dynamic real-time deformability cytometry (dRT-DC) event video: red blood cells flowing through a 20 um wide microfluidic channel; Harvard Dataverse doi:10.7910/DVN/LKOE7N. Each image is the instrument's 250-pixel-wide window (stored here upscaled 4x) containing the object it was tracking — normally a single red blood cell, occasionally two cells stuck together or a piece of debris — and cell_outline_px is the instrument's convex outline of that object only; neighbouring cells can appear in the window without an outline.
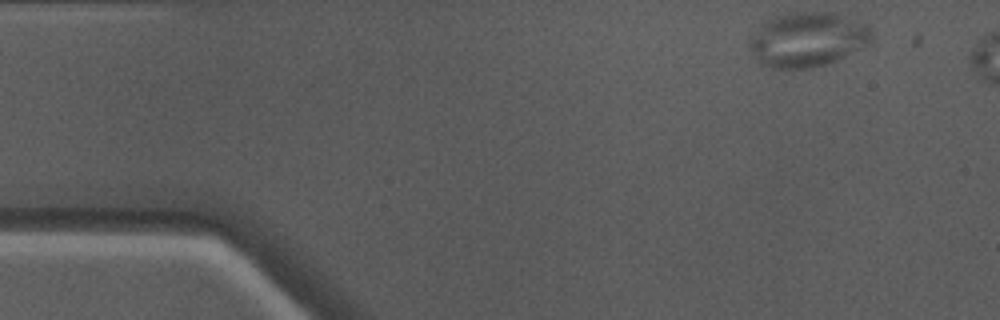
{"species": "Egyptian fruit bat (a non-hibernating species)", "species_latin": "Rousettus aegyptiacus", "temperature_condition": "warm", "stored_images_in_passage": 6, "segment_of_instrument_passage": [1, 2], "camera_frame_rate_fps": 3000, "um_per_image_px": 0.085, "animal": {"sex": "male"}, "frame": {"image": 1, "passage_image": 1, "time_ms": 0.0, "image_size_px": [1000, 320], "cell_outline_px": [[872, 40], [868, 44], [836, 60], [812, 68], [772, 68], [760, 64], [748, 40], [752, 32], [756, 28], [768, 20], [780, 16], [804, 12], [832, 12], [868, 24], [872, 28]], "centroid_in_image_um": [68.67, 3.36], "position_along_channel_um": 16.3, "area_um2": 38.38}}